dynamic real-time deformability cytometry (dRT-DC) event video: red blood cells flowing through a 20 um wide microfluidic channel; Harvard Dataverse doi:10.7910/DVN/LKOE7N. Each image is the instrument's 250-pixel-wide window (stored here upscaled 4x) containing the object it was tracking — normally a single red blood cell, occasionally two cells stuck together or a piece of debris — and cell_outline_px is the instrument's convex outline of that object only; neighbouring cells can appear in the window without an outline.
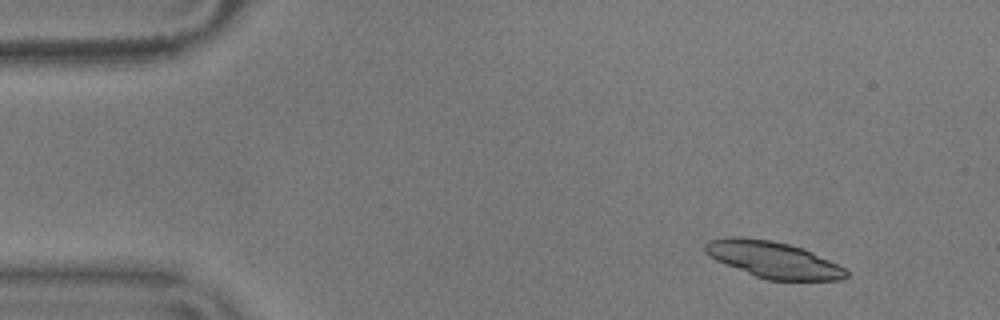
{"species": "common noctule bat (a hibernating species)", "species_latin": "Nyctalus noctula", "temperature_condition": "warm", "stored_images_in_passage": 51, "camera_frame_rate_fps": 3000, "um_per_image_px": 0.085, "animal": {"sex": "male", "body_mass_g": 17.9}, "frame": {"image": 1, "passage_image": 2, "time_ms": 0.333, "image_size_px": [1000, 320], "cell_outline_px": [[848, 276], [840, 280], [768, 280], [756, 276], [716, 260], [708, 256], [704, 252], [704, 244], [708, 240], [728, 236], [740, 236], [772, 240], [804, 248], [844, 268], [848, 272]], "centroid_in_image_um": [65.67, 22.05], "position_along_channel_um": 19.3, "area_um2": 29.88}}